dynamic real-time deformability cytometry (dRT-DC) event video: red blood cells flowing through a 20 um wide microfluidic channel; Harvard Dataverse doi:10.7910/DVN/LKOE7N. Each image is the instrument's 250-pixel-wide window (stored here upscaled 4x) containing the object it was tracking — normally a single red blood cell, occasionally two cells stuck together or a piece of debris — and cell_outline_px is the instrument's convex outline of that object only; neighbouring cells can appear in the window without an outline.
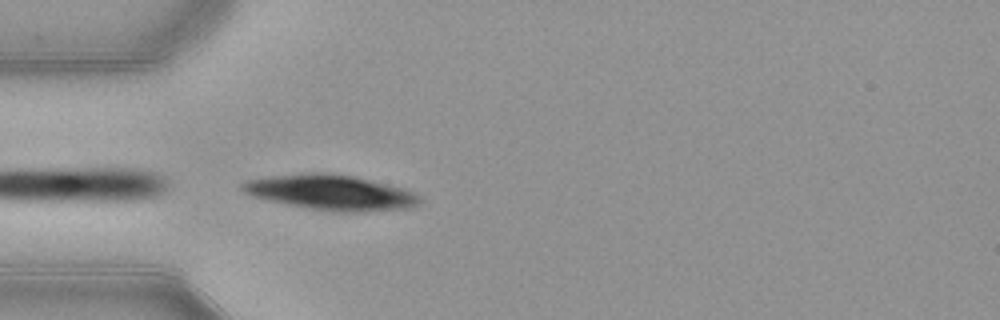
{"species": "common noctule bat (a hibernating species)", "species_latin": "Nyctalus noctula", "temperature_condition": "warm", "stored_images_in_passage": 15, "camera_frame_rate_fps": 3000, "um_per_image_px": 0.085, "animal": {"sex": "female", "body_mass_g": 21.9}, "frame": {"image": 1, "passage_image": 15, "time_ms": 4.667, "image_size_px": [1000, 320], "cell_outline_px": [[424, 200], [420, 204], [412, 208], [360, 212], [332, 212], [308, 208], [268, 200], [252, 196], [244, 192], [240, 188], [240, 184], [248, 180], [272, 176], [312, 172], [320, 172], [352, 176], [404, 188], [416, 192]], "centroid_in_image_um": [28.19, 16.37], "position_along_channel_um": 56.8, "area_um2": 36.47}}